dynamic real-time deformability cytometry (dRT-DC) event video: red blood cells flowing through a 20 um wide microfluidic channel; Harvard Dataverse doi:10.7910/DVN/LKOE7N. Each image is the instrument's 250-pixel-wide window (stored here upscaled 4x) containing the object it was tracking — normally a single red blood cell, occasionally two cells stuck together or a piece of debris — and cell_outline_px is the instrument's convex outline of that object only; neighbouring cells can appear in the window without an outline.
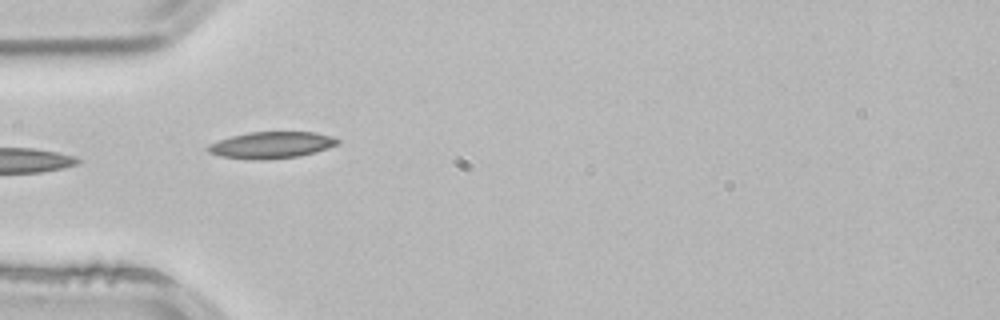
{"species": "common noctule bat (a hibernating species)", "species_latin": "Nyctalus noctula", "temperature_condition": "room temperature", "stored_images_in_passage": 4, "camera_frame_rate_fps": 3000, "um_per_image_px": 0.085, "animal": {"sex": "male", "body_mass_g": 21.5, "forearm_length_mm": 52.0}, "frame": {"image": 1, "passage_image": 4, "time_ms": 1.0, "image_size_px": [1000, 320], "cell_outline_px": [[340, 144], [316, 152], [300, 156], [268, 160], [248, 160], [220, 156], [208, 152], [204, 148], [208, 144], [232, 136], [248, 132], [316, 132], [332, 136], [340, 140]], "centroid_in_image_um": [23.07, 12.34], "position_along_channel_um": 61.9, "area_um2": 20.46}}